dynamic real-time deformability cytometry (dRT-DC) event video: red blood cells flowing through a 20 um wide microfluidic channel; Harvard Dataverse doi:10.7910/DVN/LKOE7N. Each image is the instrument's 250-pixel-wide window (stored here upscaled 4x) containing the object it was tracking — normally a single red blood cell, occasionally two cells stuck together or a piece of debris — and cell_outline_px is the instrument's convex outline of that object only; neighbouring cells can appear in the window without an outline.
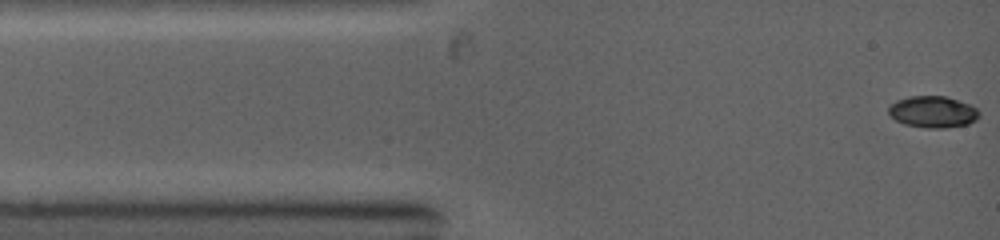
{"species": "common noctule bat (a hibernating species)", "species_latin": "Nyctalus noctula", "temperature_condition": "warm", "stored_images_in_passage": 10, "camera_frame_rate_fps": 5000, "um_per_image_px": 0.085, "animal": {"sex": "female", "body_mass_g": 19.0, "forearm_length_mm": 53.3}, "frame": {"image": 1, "passage_image": 1, "time_ms": 0.0, "image_size_px": [1000, 240], "cell_outline_px": [[980, 116], [976, 120], [968, 124], [944, 128], [924, 128], [904, 124], [896, 120], [888, 112], [888, 108], [896, 100], [908, 96], [944, 96], [968, 104], [976, 108], [980, 112]], "centroid_in_image_um": [79.29, 9.51], "position_along_channel_um": 5.7, "area_um2": 16.65}}
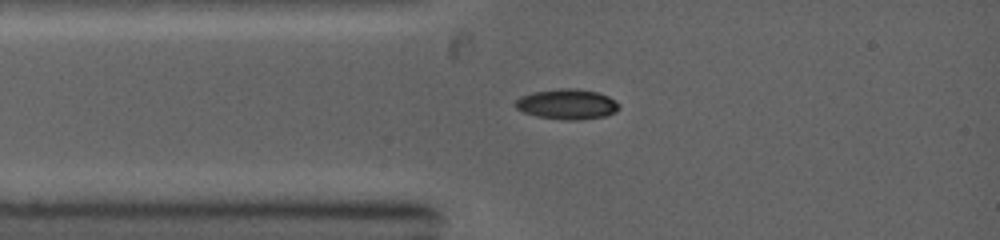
{"frame": {"image": 2, "passage_image": 4, "time_ms": 2.0, "image_size_px": [1000, 240], "cell_outline_px": [[620, 108], [616, 112], [604, 116], [580, 120], [568, 120], [536, 116], [524, 112], [516, 108], [516, 100], [520, 96], [532, 92], [560, 88], [576, 88], [596, 92], [608, 96], [616, 100], [620, 104]], "centroid_in_image_um": [48.23, 8.85], "position_along_channel_um": 36.8, "area_um2": 18.32}}
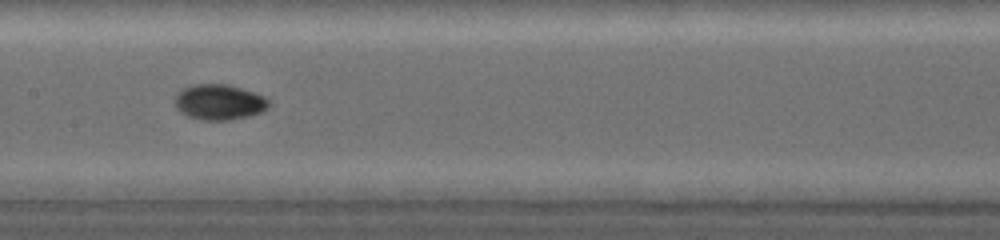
{"frame": {"image": 3, "passage_image": 9, "time_ms": 5.4, "image_size_px": [1000, 240], "cell_outline_px": [[268, 108], [260, 112], [248, 116], [228, 120], [200, 120], [188, 116], [180, 112], [176, 108], [172, 100], [176, 92], [192, 84], [228, 84], [264, 96], [268, 100]], "centroid_in_image_um": [18.55, 8.67], "position_along_channel_um": 188.8, "area_um2": 19.54}}